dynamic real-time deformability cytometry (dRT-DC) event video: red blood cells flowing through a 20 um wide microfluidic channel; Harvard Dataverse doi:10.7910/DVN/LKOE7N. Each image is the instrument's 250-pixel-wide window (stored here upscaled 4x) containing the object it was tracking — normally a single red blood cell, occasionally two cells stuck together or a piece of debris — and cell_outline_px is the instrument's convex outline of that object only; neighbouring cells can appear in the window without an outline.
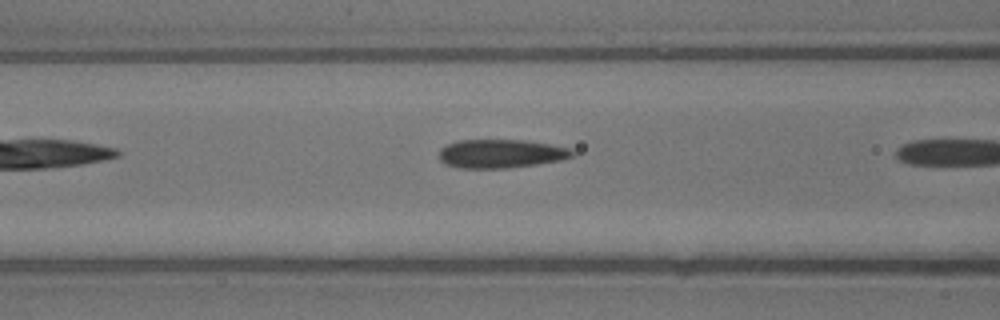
{"species": "common noctule bat (a hibernating species)", "species_latin": "Nyctalus noctula", "temperature_condition": "warm", "stored_images_in_passage": 6, "camera_frame_rate_fps": 3000, "um_per_image_px": 0.085, "animal": {"sex": "male", "body_mass_g": 13.3}, "frame": {"image": 1, "passage_image": 5, "time_ms": 1.333, "image_size_px": [1000, 320], "cell_outline_px": [[576, 156], [560, 160], [536, 164], [508, 168], [460, 168], [444, 164], [440, 160], [440, 148], [456, 140], [524, 140], [572, 148], [576, 152]], "centroid_in_image_um": [42.6, 13.06], "position_along_channel_um": 124.0, "area_um2": 22.37}}